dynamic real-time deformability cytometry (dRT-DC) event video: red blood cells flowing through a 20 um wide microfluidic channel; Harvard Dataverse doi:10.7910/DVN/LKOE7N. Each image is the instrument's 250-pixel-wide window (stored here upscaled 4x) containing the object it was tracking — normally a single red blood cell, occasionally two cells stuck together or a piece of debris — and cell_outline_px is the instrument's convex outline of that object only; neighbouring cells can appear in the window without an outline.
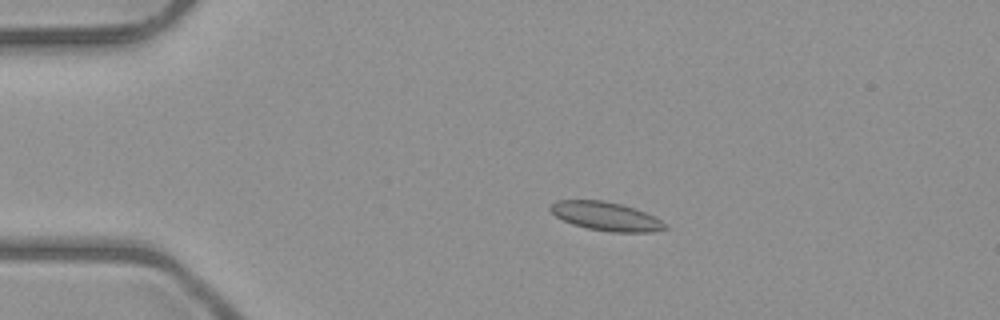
{"species": "common noctule bat (a hibernating species)", "species_latin": "Nyctalus noctula", "temperature_condition": "room temperature", "stored_images_in_passage": 5, "camera_frame_rate_fps": 3000, "um_per_image_px": 0.085, "animal": {"sex": "male", "body_mass_g": 23.1, "forearm_length_mm": 52.7}, "frame": {"image": 1, "passage_image": 2, "time_ms": 2.0, "image_size_px": [1000, 320], "cell_outline_px": [[668, 228], [652, 232], [612, 232], [588, 228], [572, 224], [556, 216], [548, 208], [556, 200], [604, 200], [636, 208], [668, 224]], "centroid_in_image_um": [51.52, 18.38], "position_along_channel_um": 33.5, "area_um2": 19.07}}
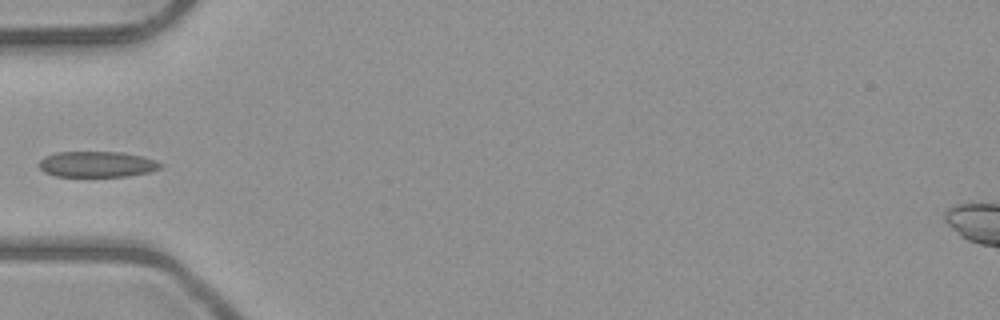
{"frame": {"image": 2, "passage_image": 4, "time_ms": 4.333, "image_size_px": [1000, 320], "cell_outline_px": [[164, 164], [160, 168], [148, 172], [128, 176], [56, 176], [44, 172], [40, 168], [40, 160], [44, 156], [56, 152], [120, 152], [144, 156], [156, 160]], "centroid_in_image_um": [8.26, 13.95], "position_along_channel_um": 76.7, "area_um2": 18.26}}
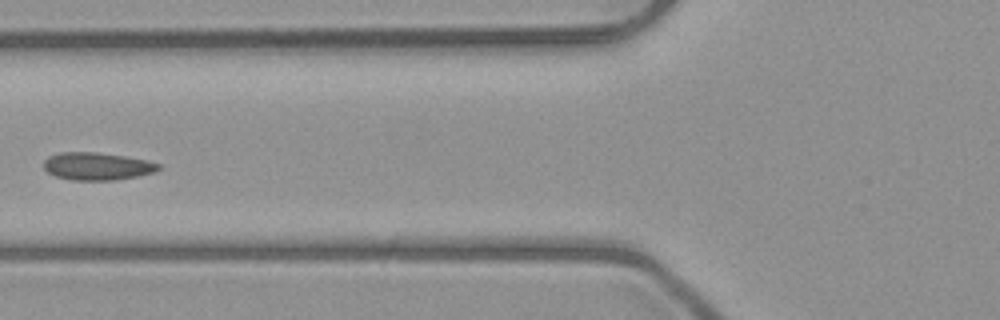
{"frame": {"image": 3, "passage_image": 5, "time_ms": 5.333, "image_size_px": [1000, 320], "cell_outline_px": [[160, 168], [156, 172], [116, 180], [72, 180], [56, 176], [48, 172], [44, 168], [44, 160], [48, 156], [60, 152], [96, 152], [124, 156], [148, 160], [160, 164]], "centroid_in_image_um": [8.26, 14.13], "position_along_channel_um": 117.5, "area_um2": 18.5}}